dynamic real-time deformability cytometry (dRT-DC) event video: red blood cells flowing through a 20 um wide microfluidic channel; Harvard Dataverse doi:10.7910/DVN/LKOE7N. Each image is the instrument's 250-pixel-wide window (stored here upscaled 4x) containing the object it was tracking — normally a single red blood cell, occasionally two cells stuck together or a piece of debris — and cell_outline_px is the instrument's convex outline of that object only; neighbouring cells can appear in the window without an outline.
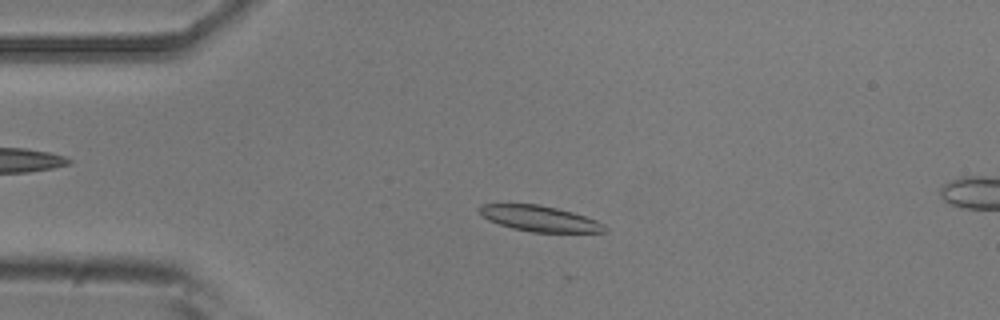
{"species": "common noctule bat (a hibernating species)", "species_latin": "Nyctalus noctula", "temperature_condition": "room temperature", "stored_images_in_passage": 15, "camera_frame_rate_fps": 3000, "um_per_image_px": 0.085, "animal": {"sex": "male", "body_mass_g": 20.5, "forearm_length_mm": 52.5}, "frame": {"image": 1, "passage_image": 11, "time_ms": 3.333, "image_size_px": [1000, 320], "cell_outline_px": [[608, 228], [604, 232], [532, 232], [512, 228], [488, 220], [476, 208], [480, 204], [536, 204], [556, 208], [572, 212], [596, 220], [604, 224]], "centroid_in_image_um": [45.86, 18.58], "position_along_channel_um": 39.1, "area_um2": 18.61}}